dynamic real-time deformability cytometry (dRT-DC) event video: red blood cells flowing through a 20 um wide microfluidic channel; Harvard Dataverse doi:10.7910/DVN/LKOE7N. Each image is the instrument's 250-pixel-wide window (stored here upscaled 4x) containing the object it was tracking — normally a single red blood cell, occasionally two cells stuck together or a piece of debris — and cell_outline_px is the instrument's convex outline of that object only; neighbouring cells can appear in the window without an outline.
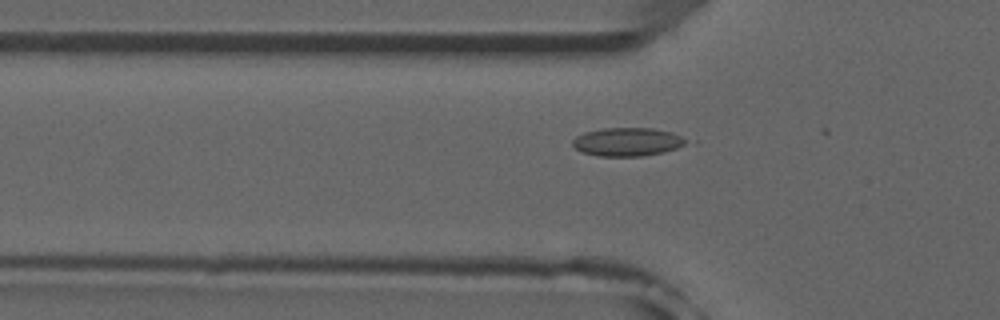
{"species": "common noctule bat (a hibernating species)", "species_latin": "Nyctalus noctula", "temperature_condition": "room temperature", "stored_images_in_passage": 13, "camera_frame_rate_fps": 3000, "um_per_image_px": 0.085, "animal": {"sex": "male", "forearm_length_mm": 52.5}, "frame": {"image": 1, "passage_image": 9, "time_ms": 2.667, "image_size_px": [1000, 320], "cell_outline_px": [[688, 140], [684, 144], [676, 148], [664, 152], [640, 156], [600, 156], [580, 152], [572, 144], [572, 140], [576, 136], [584, 132], [604, 128], [652, 128], [672, 132]], "centroid_in_image_um": [53.29, 12.05], "position_along_channel_um": 72.5, "area_um2": 18.73}}
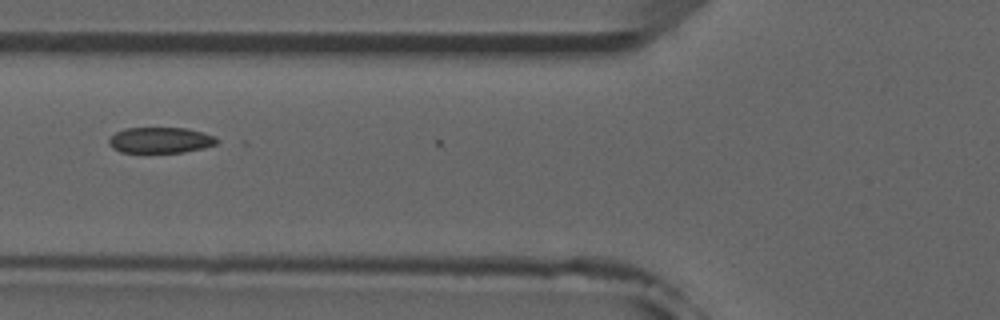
{"frame": {"image": 2, "passage_image": 12, "time_ms": 3.667, "image_size_px": [1000, 320], "cell_outline_px": [[220, 140], [216, 144], [204, 148], [184, 152], [120, 152], [112, 148], [108, 144], [108, 140], [116, 132], [124, 128], [188, 128], [204, 132]], "centroid_in_image_um": [13.63, 11.91], "position_along_channel_um": 112.2, "area_um2": 16.3}}